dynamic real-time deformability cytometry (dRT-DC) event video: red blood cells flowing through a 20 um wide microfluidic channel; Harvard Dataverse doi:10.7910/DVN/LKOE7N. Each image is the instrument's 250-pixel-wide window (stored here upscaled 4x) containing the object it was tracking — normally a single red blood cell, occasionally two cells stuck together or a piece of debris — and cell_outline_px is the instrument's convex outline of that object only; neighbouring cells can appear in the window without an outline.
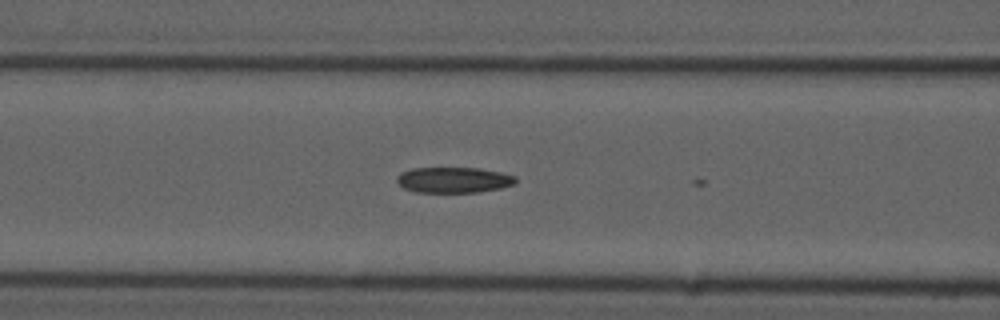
{"species": "common noctule bat (a hibernating species)", "species_latin": "Nyctalus noctula", "temperature_condition": "cold", "stored_images_in_passage": 6, "camera_frame_rate_fps": 3000, "um_per_image_px": 0.085, "animal": {"sex": "male", "forearm_length_mm": 52.5}, "frame": {"image": 1, "passage_image": 5, "time_ms": 1.333, "image_size_px": [1000, 320], "cell_outline_px": [[516, 184], [500, 188], [476, 192], [416, 192], [404, 188], [396, 180], [396, 176], [412, 168], [480, 168], [500, 172], [516, 176]], "centroid_in_image_um": [38.58, 15.29], "position_along_channel_um": 128.0, "area_um2": 17.69}}